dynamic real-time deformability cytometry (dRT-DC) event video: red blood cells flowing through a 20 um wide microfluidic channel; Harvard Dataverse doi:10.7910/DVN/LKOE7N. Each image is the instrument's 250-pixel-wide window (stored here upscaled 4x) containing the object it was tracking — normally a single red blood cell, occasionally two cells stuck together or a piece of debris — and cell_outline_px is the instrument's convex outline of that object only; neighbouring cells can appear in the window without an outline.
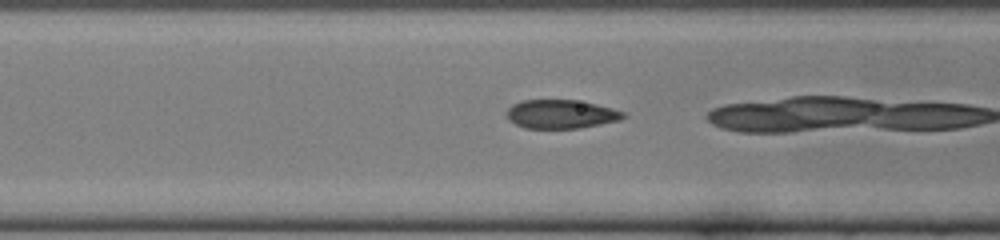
{"species": "common noctule bat (a hibernating species)", "species_latin": "Nyctalus noctula", "temperature_condition": "cold", "stored_images_in_passage": 18, "camera_frame_rate_fps": 3000, "um_per_image_px": 0.085, "animal": {"sex": "female", "body_mass_g": 22.0, "forearm_length_mm": 56.7}, "frame": {"image": 1, "passage_image": 16, "time_ms": 5.0, "image_size_px": [1000, 240], "cell_outline_px": [[628, 116], [620, 120], [580, 128], [524, 128], [508, 120], [504, 112], [512, 104], [520, 100], [576, 100], [596, 104], [612, 108], [624, 112]], "centroid_in_image_um": [47.65, 9.7], "position_along_channel_um": 118.9, "area_um2": 19.71}}